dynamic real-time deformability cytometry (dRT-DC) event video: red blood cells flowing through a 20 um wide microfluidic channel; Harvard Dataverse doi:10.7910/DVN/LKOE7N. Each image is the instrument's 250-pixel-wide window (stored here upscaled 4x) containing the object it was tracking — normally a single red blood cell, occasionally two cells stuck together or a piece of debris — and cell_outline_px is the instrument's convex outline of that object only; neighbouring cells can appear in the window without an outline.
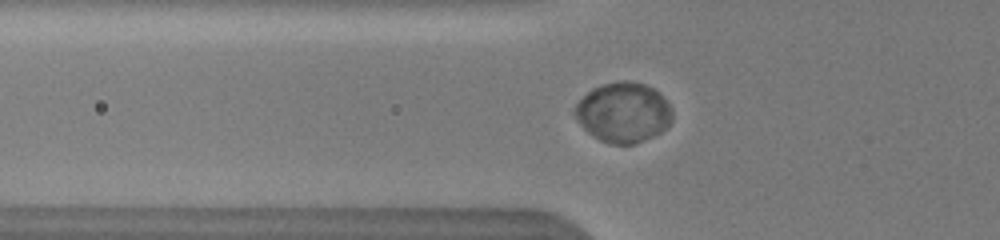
{"species": "human", "species_latin": "Homo sapiens", "temperature_condition": "warm", "stored_images_in_passage": 5, "camera_frame_rate_fps": 3000, "um_per_image_px": 0.085, "donor": {"sex": "male"}, "frame": {"image": 1, "passage_image": 4, "time_ms": 2.0, "image_size_px": [1000, 240], "cell_outline_px": [[672, 120], [660, 132], [652, 136], [632, 144], [612, 144], [600, 140], [588, 132], [580, 124], [572, 112], [576, 104], [592, 88], [600, 84], [620, 80], [628, 80], [644, 84], [660, 92], [672, 108]], "centroid_in_image_um": [52.97, 9.53], "position_along_channel_um": 72.8, "area_um2": 34.04}}